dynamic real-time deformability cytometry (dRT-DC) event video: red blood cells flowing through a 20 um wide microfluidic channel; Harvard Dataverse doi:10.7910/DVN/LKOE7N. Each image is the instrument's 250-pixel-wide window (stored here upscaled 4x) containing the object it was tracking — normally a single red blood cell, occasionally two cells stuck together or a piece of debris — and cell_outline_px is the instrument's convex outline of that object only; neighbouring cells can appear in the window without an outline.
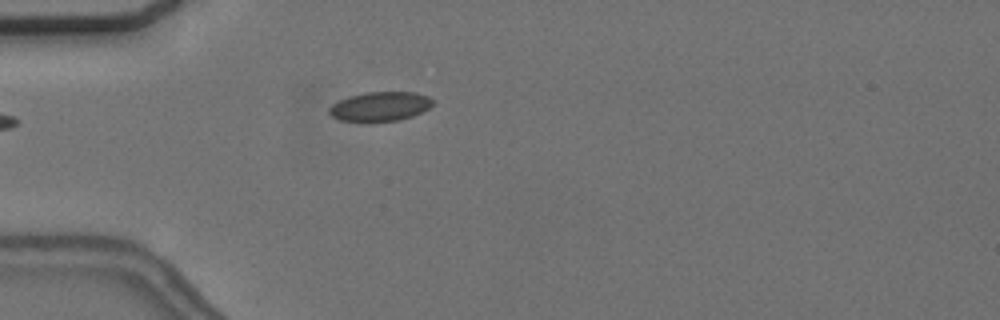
{"species": "common noctule bat (a hibernating species)", "species_latin": "Nyctalus noctula", "temperature_condition": "cold", "stored_images_in_passage": 5, "camera_frame_rate_fps": 3000, "um_per_image_px": 0.085, "animal": {"sex": "female", "body_mass_g": 24.6, "forearm_length_mm": 56.2}, "frame": {"image": 1, "passage_image": 4, "time_ms": 3.667, "image_size_px": [1000, 320], "cell_outline_px": [[432, 104], [428, 108], [412, 116], [400, 120], [372, 124], [340, 120], [332, 116], [328, 112], [328, 108], [332, 104], [348, 96], [368, 92], [416, 92], [428, 96], [432, 100]], "centroid_in_image_um": [32.26, 9.08], "position_along_channel_um": 52.7, "area_um2": 18.15}}